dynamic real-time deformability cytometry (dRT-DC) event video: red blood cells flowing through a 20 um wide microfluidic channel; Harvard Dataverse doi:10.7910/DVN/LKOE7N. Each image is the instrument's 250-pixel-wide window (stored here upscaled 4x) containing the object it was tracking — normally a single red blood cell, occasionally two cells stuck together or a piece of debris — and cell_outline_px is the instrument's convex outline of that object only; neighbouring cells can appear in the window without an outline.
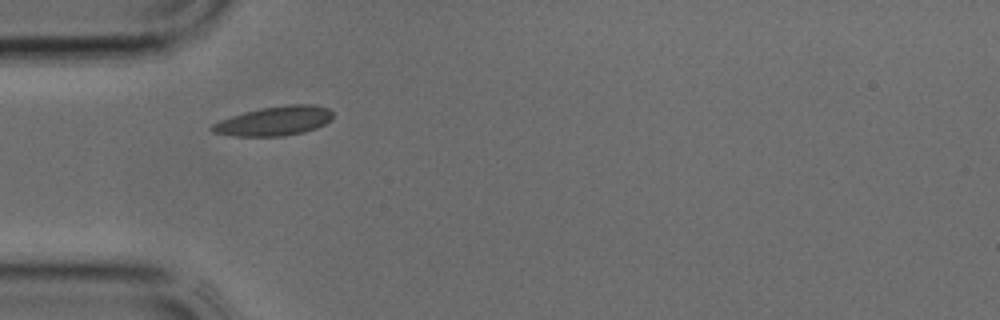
{"species": "common noctule bat (a hibernating species)", "species_latin": "Nyctalus noctula", "temperature_condition": "cold", "stored_images_in_passage": 28, "camera_frame_rate_fps": 3000, "um_per_image_px": 0.085, "animal": {"sex": "male", "body_mass_g": 17.9, "forearm_length_mm": 54.2}, "frame": {"image": 1, "passage_image": 1, "time_ms": 0.0, "image_size_px": [1000, 320], "cell_outline_px": [[332, 120], [316, 128], [304, 132], [284, 136], [232, 136], [212, 132], [208, 128], [212, 124], [220, 120], [244, 112], [260, 108], [288, 104], [312, 104], [328, 108], [332, 112]], "centroid_in_image_um": [23.31, 10.28], "position_along_channel_um": 61.7, "area_um2": 20.75}}
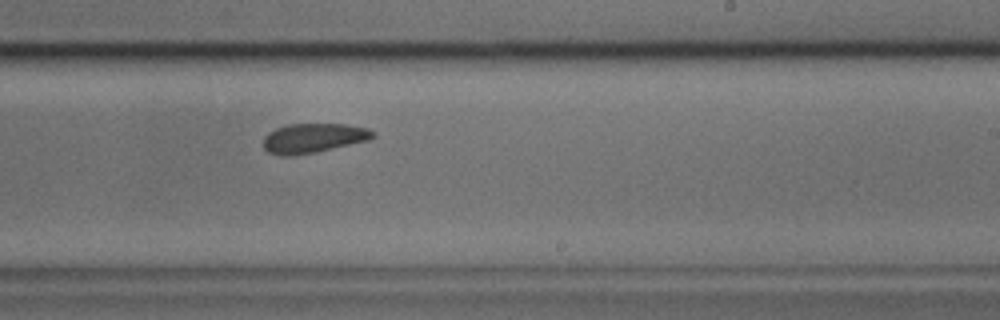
{"frame": {"image": 2, "passage_image": 13, "time_ms": 4.0, "image_size_px": [1000, 320], "cell_outline_px": [[376, 136], [368, 140], [316, 152], [288, 156], [280, 156], [268, 152], [264, 148], [264, 136], [268, 132], [276, 128], [288, 124], [344, 124], [368, 128], [376, 132]], "centroid_in_image_um": [26.63, 11.73], "position_along_channel_um": 262.4, "area_um2": 18.84}}